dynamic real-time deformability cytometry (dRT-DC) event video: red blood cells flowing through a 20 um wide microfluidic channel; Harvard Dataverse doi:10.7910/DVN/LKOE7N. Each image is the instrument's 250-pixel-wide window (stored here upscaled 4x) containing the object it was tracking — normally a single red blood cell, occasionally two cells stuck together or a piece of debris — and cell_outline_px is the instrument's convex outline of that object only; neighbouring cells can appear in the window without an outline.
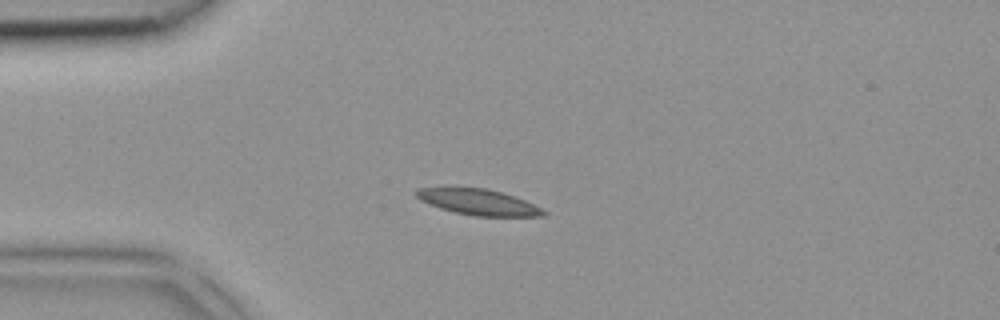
{"species": "common noctule bat (a hibernating species)", "species_latin": "Nyctalus noctula", "temperature_condition": "room temperature", "stored_images_in_passage": 3, "camera_frame_rate_fps": 3000, "um_per_image_px": 0.085, "animal": {"sex": "female", "body_mass_g": 18.4}, "frame": {"image": 1, "passage_image": 1, "time_ms": 0.0, "image_size_px": [1000, 320], "cell_outline_px": [[548, 212], [544, 216], [472, 216], [440, 208], [428, 204], [420, 200], [412, 192], [416, 188], [484, 188], [500, 192], [524, 200]], "centroid_in_image_um": [40.61, 17.18], "position_along_channel_um": 44.4, "area_um2": 18.9}}